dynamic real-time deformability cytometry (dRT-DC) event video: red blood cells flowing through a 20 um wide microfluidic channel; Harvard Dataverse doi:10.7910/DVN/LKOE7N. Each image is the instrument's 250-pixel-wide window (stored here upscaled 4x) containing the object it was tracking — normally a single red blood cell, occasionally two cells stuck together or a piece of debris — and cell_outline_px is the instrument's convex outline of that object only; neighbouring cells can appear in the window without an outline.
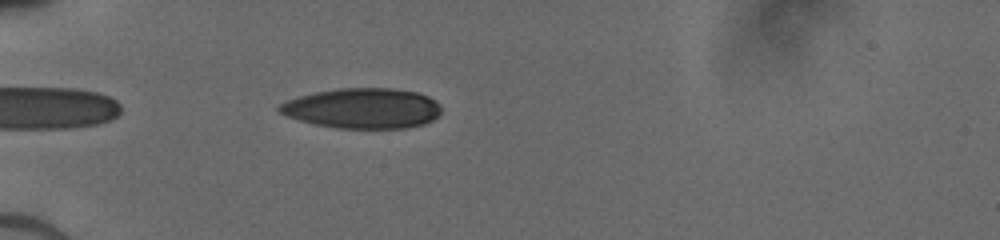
{"species": "human", "species_latin": "Homo sapiens", "temperature_condition": "cold", "stored_images_in_passage": 57, "camera_frame_rate_fps": 3000, "um_per_image_px": 0.085, "donor": {"sex": "male"}, "frame": {"image": 1, "passage_image": 4, "time_ms": 0.667, "image_size_px": [1000, 240], "cell_outline_px": [[440, 112], [432, 120], [424, 124], [408, 128], [336, 128], [316, 124], [300, 120], [288, 116], [280, 112], [276, 108], [280, 104], [288, 100], [300, 96], [316, 92], [340, 88], [392, 88], [416, 92], [428, 96], [436, 100], [440, 104]], "centroid_in_image_um": [30.85, 9.2], "position_along_channel_um": 54.1, "area_um2": 37.86}}
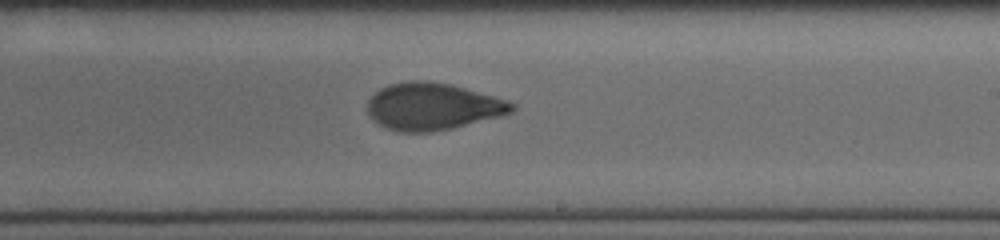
{"frame": {"image": 2, "passage_image": 24, "time_ms": 6.0, "image_size_px": [1000, 240], "cell_outline_px": [[516, 108], [512, 112], [500, 116], [452, 128], [432, 132], [400, 132], [388, 128], [380, 124], [368, 112], [368, 100], [380, 88], [388, 84], [404, 80], [428, 80], [452, 84], [508, 100], [516, 104]], "centroid_in_image_um": [36.8, 9.03], "position_along_channel_um": 252.2, "area_um2": 39.65}}
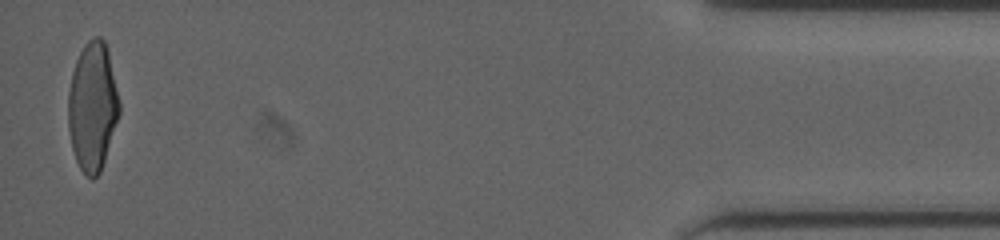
{"frame": {"image": 3, "passage_image": 54, "time_ms": 12.0, "image_size_px": [1000, 240], "cell_outline_px": [[120, 112], [100, 172], [92, 180], [80, 168], [76, 160], [72, 148], [68, 128], [68, 92], [72, 72], [76, 60], [84, 44], [92, 36], [100, 36], [104, 40], [108, 52], [120, 104]], "centroid_in_image_um": [7.85, 9.03], "position_along_channel_um": 427.3, "area_um2": 38.09}}